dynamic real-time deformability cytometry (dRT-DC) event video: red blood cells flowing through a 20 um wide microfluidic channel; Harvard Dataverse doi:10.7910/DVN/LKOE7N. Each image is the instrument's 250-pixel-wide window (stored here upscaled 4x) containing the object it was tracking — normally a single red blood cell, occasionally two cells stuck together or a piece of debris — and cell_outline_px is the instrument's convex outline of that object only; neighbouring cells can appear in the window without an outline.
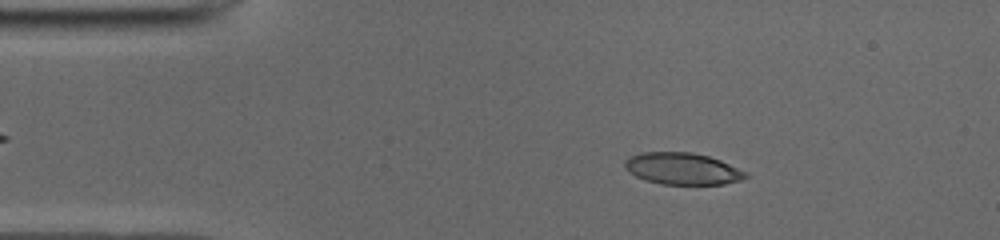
{"species": "common noctule bat (a hibernating species)", "species_latin": "Nyctalus noctula", "temperature_condition": "cold", "stored_images_in_passage": 45, "camera_frame_rate_fps": 3000, "um_per_image_px": 0.085, "animal": {"sex": "male", "body_mass_g": 19.0, "forearm_length_mm": 50.8}, "frame": {"image": 1, "passage_image": 3, "time_ms": 0.667, "image_size_px": [1000, 240], "cell_outline_px": [[748, 176], [740, 180], [724, 184], [660, 184], [644, 180], [628, 172], [624, 168], [624, 160], [640, 152], [692, 152], [708, 156], [720, 160], [748, 172]], "centroid_in_image_um": [57.99, 14.34], "position_along_channel_um": 27.0, "area_um2": 22.48}}
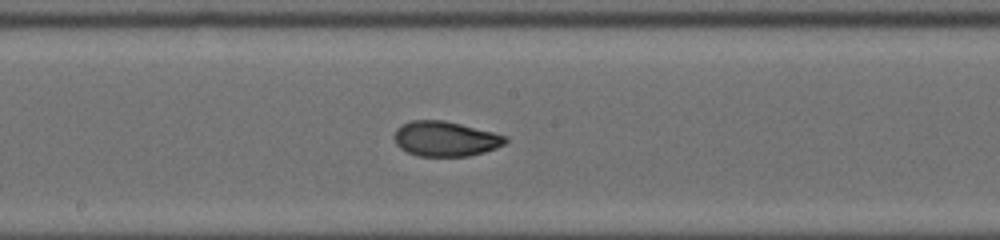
{"frame": {"image": 2, "passage_image": 21, "time_ms": 6.667, "image_size_px": [1000, 240], "cell_outline_px": [[508, 140], [504, 144], [496, 148], [484, 152], [468, 156], [420, 156], [408, 152], [400, 148], [396, 144], [396, 128], [412, 120], [444, 120], [508, 136]], "centroid_in_image_um": [37.88, 11.8], "position_along_channel_um": 210.3, "area_um2": 22.43}}
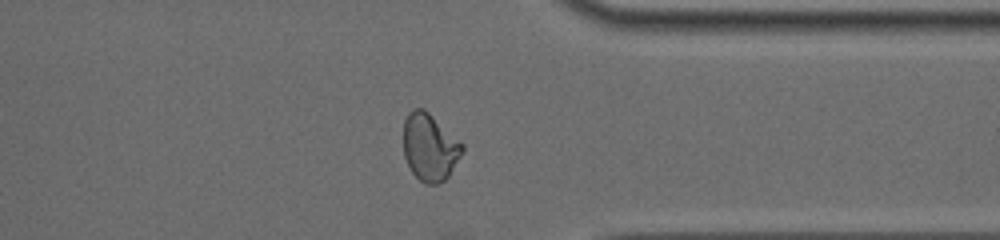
{"frame": {"image": 3, "passage_image": 34, "time_ms": 11.0, "image_size_px": [1000, 240], "cell_outline_px": [[464, 148], [460, 156], [448, 176], [444, 180], [436, 184], [424, 184], [412, 172], [404, 156], [404, 120], [408, 112], [412, 108], [424, 108], [464, 144]], "centroid_in_image_um": [36.52, 12.49], "position_along_channel_um": 374.9, "area_um2": 23.0}, "authors_computed_cell_mechanics": {"area_um2": 22.9466, "velocity_mm_per_s": 3.927, "shape_relaxation_time_tau1_ms": null, "shape_relaxation_time_tau2_ms": 1.1153, "deformation_change_tau1": null, "deformation_change_tau2": 0.0577}}